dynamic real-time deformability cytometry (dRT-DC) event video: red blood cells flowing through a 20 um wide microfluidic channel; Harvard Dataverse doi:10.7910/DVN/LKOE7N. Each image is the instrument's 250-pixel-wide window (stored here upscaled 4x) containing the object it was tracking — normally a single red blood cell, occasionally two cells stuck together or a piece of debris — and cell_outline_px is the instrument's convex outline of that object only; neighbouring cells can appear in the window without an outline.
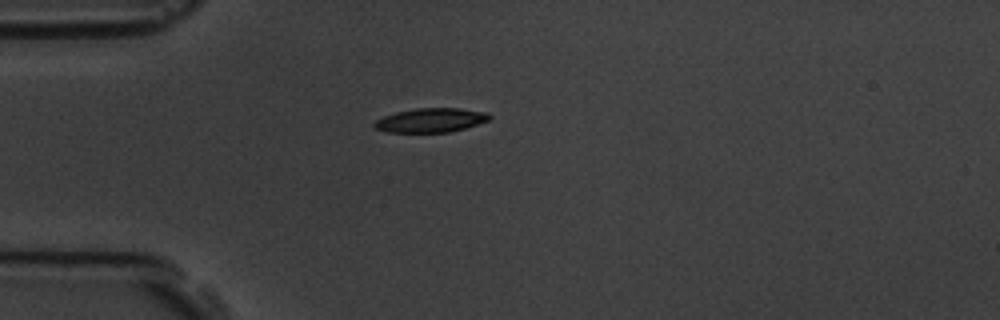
{"species": "common noctule bat (a hibernating species)", "species_latin": "Nyctalus noctula", "temperature_condition": "room temperature", "stored_images_in_passage": 1, "camera_frame_rate_fps": 3000, "um_per_image_px": 0.085, "animal": {"sex": "male", "body_mass_g": 19.5, "forearm_length_mm": 54.6}, "frame": {"image": 1, "passage_image": 1, "time_ms": 0.0, "image_size_px": [1000, 320], "cell_outline_px": [[492, 116], [488, 120], [464, 128], [448, 132], [388, 132], [376, 128], [372, 124], [376, 120], [384, 116], [396, 112], [416, 108], [460, 108], [488, 112]], "centroid_in_image_um": [36.62, 10.21], "position_along_channel_um": 48.4, "area_um2": 16.07}}